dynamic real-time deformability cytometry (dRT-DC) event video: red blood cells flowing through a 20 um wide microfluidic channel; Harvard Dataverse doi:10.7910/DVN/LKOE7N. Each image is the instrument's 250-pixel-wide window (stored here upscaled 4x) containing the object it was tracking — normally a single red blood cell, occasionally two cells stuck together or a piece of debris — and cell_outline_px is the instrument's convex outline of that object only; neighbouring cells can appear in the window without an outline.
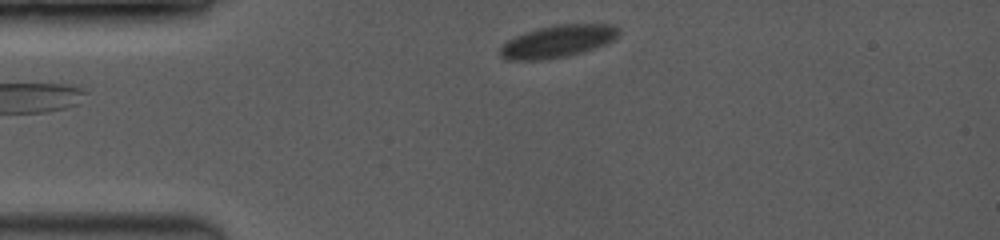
{"species": "common noctule bat (a hibernating species)", "species_latin": "Nyctalus noctula", "temperature_condition": "room temperature", "stored_images_in_passage": 45, "camera_frame_rate_fps": 3500, "um_per_image_px": 0.085, "animal": {"sex": "female", "body_mass_g": 19.0, "forearm_length_mm": 53.3}, "frame": {"image": 1, "passage_image": 2, "time_ms": 0.286, "image_size_px": [1000, 240], "cell_outline_px": [[616, 36], [612, 40], [604, 44], [568, 56], [548, 60], [508, 60], [500, 56], [500, 48], [508, 40], [524, 32], [556, 24], [608, 24], [616, 28]], "centroid_in_image_um": [47.32, 3.53], "position_along_channel_um": 37.7, "area_um2": 21.91}}
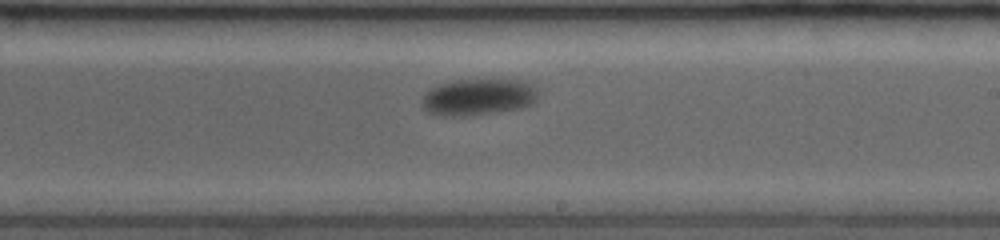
{"frame": {"image": 2, "passage_image": 25, "time_ms": 6.857, "image_size_px": [1000, 240], "cell_outline_px": [[536, 100], [532, 104], [520, 108], [496, 112], [464, 116], [436, 116], [428, 112], [420, 104], [424, 92], [440, 84], [452, 80], [524, 80], [532, 84], [536, 88]], "centroid_in_image_um": [40.61, 8.25], "position_along_channel_um": 248.4, "area_um2": 24.91}}
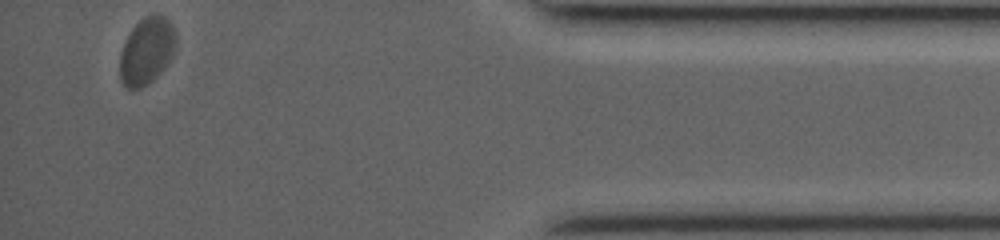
{"frame": {"image": 3, "passage_image": 45, "time_ms": 12.571, "image_size_px": [1000, 240], "cell_outline_px": [[176, 48], [168, 64], [148, 84], [140, 88], [128, 88], [120, 80], [120, 52], [132, 28], [144, 16], [152, 12], [156, 12], [164, 16], [172, 24], [176, 32]], "centroid_in_image_um": [12.5, 4.29], "position_along_channel_um": 422.7, "area_um2": 22.08}, "authors_computed_cell_mechanics": {"area_um2": 24.1026, "velocity_mm_per_s": 3.7403, "shape_relaxation_time_tau1_ms": 1.4095, "shape_relaxation_time_tau2_ms": null, "deformation_change_tau1": 0.0445, "deformation_change_tau2": null}}